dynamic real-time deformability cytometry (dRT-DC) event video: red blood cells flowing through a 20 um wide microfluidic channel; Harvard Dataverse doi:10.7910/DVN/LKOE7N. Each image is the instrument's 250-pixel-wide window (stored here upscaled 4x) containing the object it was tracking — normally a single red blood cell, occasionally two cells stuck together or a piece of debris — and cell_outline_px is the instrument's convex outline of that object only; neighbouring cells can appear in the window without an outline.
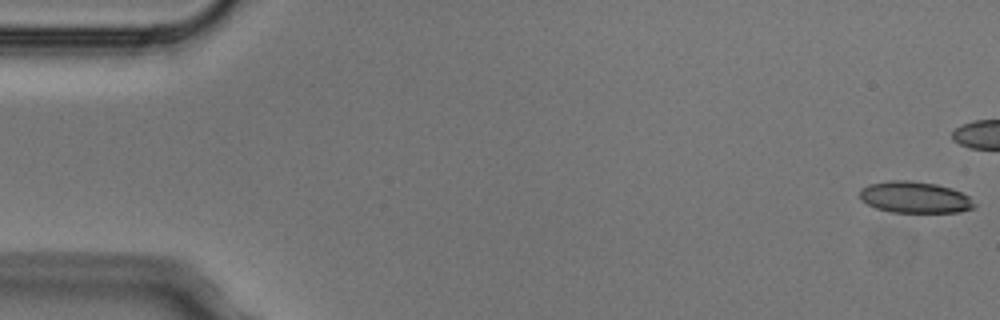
{"species": "Egyptian fruit bat (a non-hibernating species)", "species_latin": "Rousettus aegyptiacus", "temperature_condition": "cold", "stored_images_in_passage": 5, "camera_frame_rate_fps": 3000, "um_per_image_px": 0.085, "animal": {"sex": "male"}, "frame": {"image": 1, "passage_image": 1, "time_ms": 0.0, "image_size_px": [1000, 320], "cell_outline_px": [[976, 204], [972, 208], [960, 212], [892, 212], [876, 208], [868, 204], [860, 196], [860, 188], [868, 184], [888, 180], [912, 180], [936, 184], [952, 188], [968, 196]], "centroid_in_image_um": [77.75, 16.76], "position_along_channel_um": 7.2, "area_um2": 20.98}}